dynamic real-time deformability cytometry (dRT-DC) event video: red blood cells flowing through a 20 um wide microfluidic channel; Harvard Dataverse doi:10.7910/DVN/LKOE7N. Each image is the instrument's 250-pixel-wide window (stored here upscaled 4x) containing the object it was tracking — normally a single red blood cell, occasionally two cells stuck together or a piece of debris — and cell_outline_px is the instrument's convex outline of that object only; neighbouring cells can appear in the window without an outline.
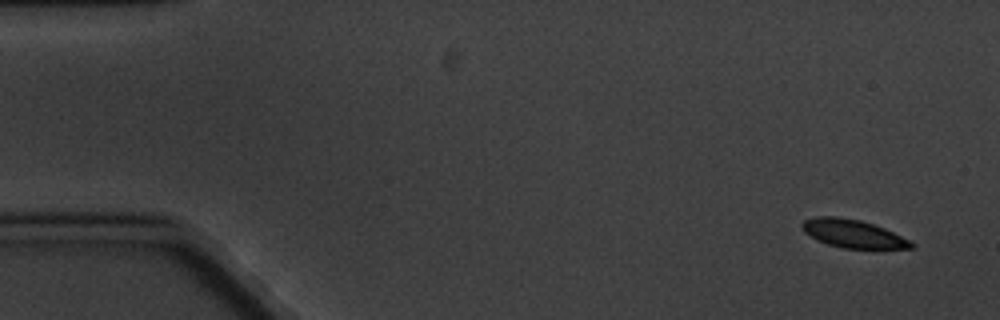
{"species": "common noctule bat (a hibernating species)", "species_latin": "Nyctalus noctula", "temperature_condition": "cold", "stored_images_in_passage": 6, "camera_frame_rate_fps": 3000, "um_per_image_px": 0.085, "animal": {"sex": "male", "body_mass_g": 20.1, "forearm_length_mm": 53.5}, "frame": {"image": 1, "passage_image": 1, "time_ms": 0.0, "image_size_px": [1000, 320], "cell_outline_px": [[916, 248], [872, 252], [844, 248], [828, 244], [816, 240], [804, 232], [800, 228], [800, 224], [804, 220], [816, 216], [836, 216], [860, 220], [884, 228], [916, 244]], "centroid_in_image_um": [72.56, 19.93], "position_along_channel_um": 12.4, "area_um2": 18.84}}